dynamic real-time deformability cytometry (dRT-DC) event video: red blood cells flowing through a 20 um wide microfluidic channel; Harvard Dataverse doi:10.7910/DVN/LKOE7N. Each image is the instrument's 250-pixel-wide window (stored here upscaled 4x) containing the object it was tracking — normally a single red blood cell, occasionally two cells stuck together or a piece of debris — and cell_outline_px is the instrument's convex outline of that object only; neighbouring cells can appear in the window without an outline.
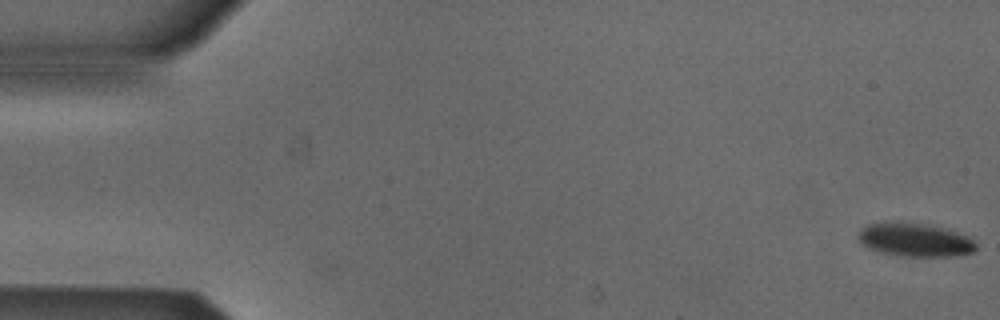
{"species": "Egyptian fruit bat (a non-hibernating species)", "species_latin": "Rousettus aegyptiacus", "temperature_condition": "cold", "stored_images_in_passage": 53, "camera_frame_rate_fps": 3000, "um_per_image_px": 0.085, "animal": {"sex": "male"}, "frame": {"image": 1, "passage_image": 1, "time_ms": 0.0, "image_size_px": [1000, 320], "cell_outline_px": [[976, 248], [972, 252], [956, 256], [900, 256], [880, 252], [864, 244], [856, 236], [860, 228], [868, 224], [924, 224], [956, 232], [968, 236], [976, 244]], "centroid_in_image_um": [77.79, 20.42], "position_along_channel_um": 7.2, "area_um2": 22.14}}
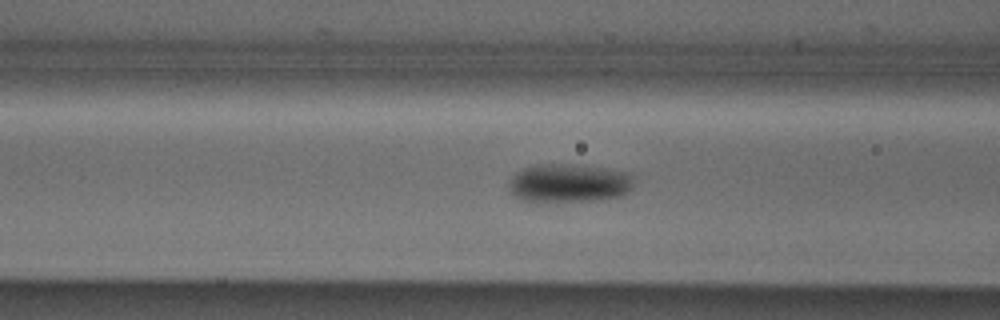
{"frame": {"image": 2, "passage_image": 21, "time_ms": 6.667, "image_size_px": [1000, 320], "cell_outline_px": [[632, 188], [628, 192], [620, 196], [596, 200], [536, 204], [520, 200], [508, 188], [508, 184], [516, 172], [524, 168], [540, 164], [556, 164], [600, 168], [628, 172], [632, 176]], "centroid_in_image_um": [48.3, 15.62], "position_along_channel_um": 118.3, "area_um2": 28.32}}
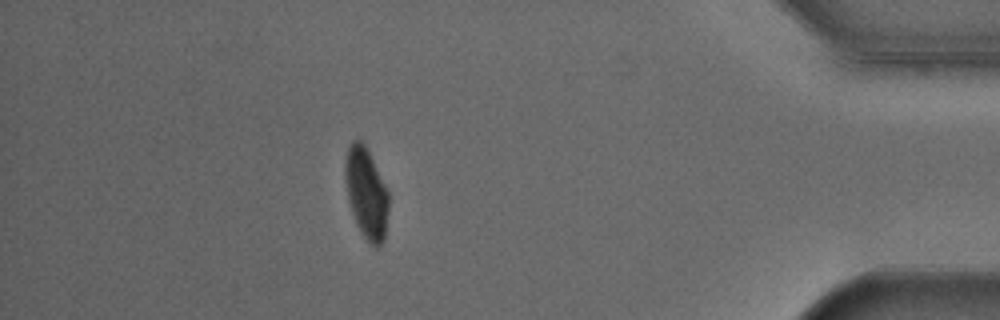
{"frame": {"image": 3, "passage_image": 47, "time_ms": 15.333, "image_size_px": [1000, 320], "cell_outline_px": [[388, 208], [384, 240], [376, 248], [360, 232], [356, 224], [352, 212], [348, 196], [344, 172], [344, 164], [348, 148], [352, 140], [360, 140], [364, 144], [388, 192]], "centroid_in_image_um": [31.12, 16.43], "position_along_channel_um": 404.1, "area_um2": 22.43}, "authors_computed_cell_mechanics": {"area_um2": 24.3338, "velocity_mm_per_s": 3.8636, "shape_relaxation_time_tau1_ms": 5.0081, "shape_relaxation_time_tau2_ms": null, "deformation_change_tau1": 0.0918, "deformation_change_tau2": null}}